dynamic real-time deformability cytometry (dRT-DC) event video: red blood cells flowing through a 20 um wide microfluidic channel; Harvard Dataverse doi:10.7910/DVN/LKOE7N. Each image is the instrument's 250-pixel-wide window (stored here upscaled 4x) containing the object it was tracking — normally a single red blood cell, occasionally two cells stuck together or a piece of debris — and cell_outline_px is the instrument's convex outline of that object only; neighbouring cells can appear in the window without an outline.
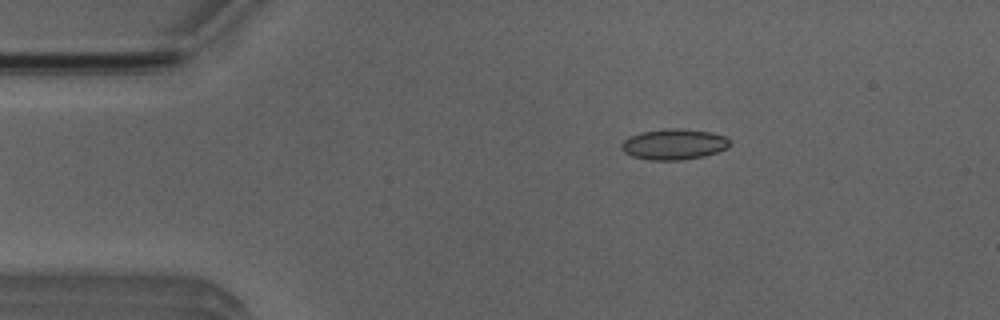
{"species": "Egyptian fruit bat (a non-hibernating species)", "species_latin": "Rousettus aegyptiacus", "temperature_condition": "room temperature", "stored_images_in_passage": 46, "camera_frame_rate_fps": 3000, "um_per_image_px": 0.085, "animal": {"sex": "male"}, "frame": {"image": 1, "passage_image": 1, "time_ms": 0.0, "image_size_px": [1000, 320], "cell_outline_px": [[732, 144], [728, 148], [704, 156], [680, 160], [648, 160], [632, 156], [624, 152], [620, 148], [620, 144], [628, 136], [640, 132], [664, 128], [680, 128], [712, 132], [724, 136]], "centroid_in_image_um": [57.25, 12.25], "position_along_channel_um": 27.7, "area_um2": 19.65}}
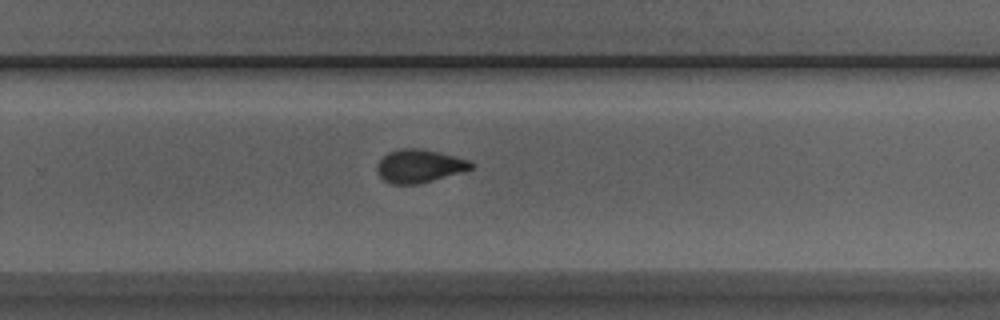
{"frame": {"image": 2, "passage_image": 26, "time_ms": 8.333, "image_size_px": [1000, 320], "cell_outline_px": [[476, 164], [472, 168], [464, 172], [420, 184], [392, 184], [384, 180], [376, 172], [376, 164], [388, 152], [400, 148], [420, 148], [468, 160]], "centroid_in_image_um": [35.63, 14.12], "position_along_channel_um": 294.2, "area_um2": 18.26}}
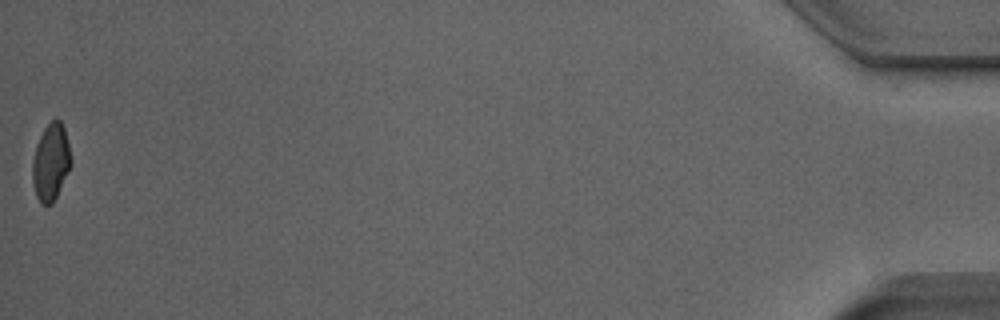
{"frame": {"image": 3, "passage_image": 45, "time_ms": 14.667, "image_size_px": [1000, 320], "cell_outline_px": [[72, 164], [52, 204], [40, 204], [36, 196], [32, 180], [32, 160], [36, 144], [44, 128], [56, 116], [60, 120], [64, 128], [72, 160]], "centroid_in_image_um": [4.31, 13.77], "position_along_channel_um": 430.9, "area_um2": 17.34}, "authors_computed_cell_mechanics": {"area_um2": 18.2937, "velocity_mm_per_s": 3.8399, "shape_relaxation_time_tau1_ms": 5.8411, "shape_relaxation_time_tau2_ms": 1.6089, "deformation_change_tau1": 0.1419, "deformation_change_tau2": 0.0571}}